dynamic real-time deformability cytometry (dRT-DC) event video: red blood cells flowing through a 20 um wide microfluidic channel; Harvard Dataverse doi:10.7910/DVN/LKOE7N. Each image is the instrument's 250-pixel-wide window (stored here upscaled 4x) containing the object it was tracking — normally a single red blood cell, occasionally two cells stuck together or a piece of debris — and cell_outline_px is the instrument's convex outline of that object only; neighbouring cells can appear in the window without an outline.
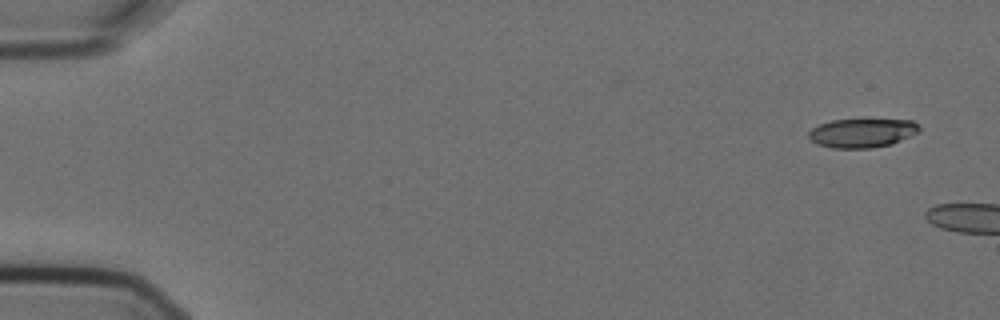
{"species": "Egyptian fruit bat (a non-hibernating species)", "species_latin": "Rousettus aegyptiacus", "temperature_condition": "cold", "stored_images_in_passage": 2, "camera_frame_rate_fps": 3000, "um_per_image_px": 0.085, "animal": {"sex": "female"}, "frame": {"image": 1, "passage_image": 1, "time_ms": 0.0, "image_size_px": [1000, 320], "cell_outline_px": [[920, 132], [892, 144], [872, 148], [832, 148], [816, 144], [808, 136], [808, 132], [812, 128], [820, 124], [832, 120], [912, 120], [920, 128]], "centroid_in_image_um": [73.28, 11.31], "position_along_channel_um": 11.7, "area_um2": 18.61}}